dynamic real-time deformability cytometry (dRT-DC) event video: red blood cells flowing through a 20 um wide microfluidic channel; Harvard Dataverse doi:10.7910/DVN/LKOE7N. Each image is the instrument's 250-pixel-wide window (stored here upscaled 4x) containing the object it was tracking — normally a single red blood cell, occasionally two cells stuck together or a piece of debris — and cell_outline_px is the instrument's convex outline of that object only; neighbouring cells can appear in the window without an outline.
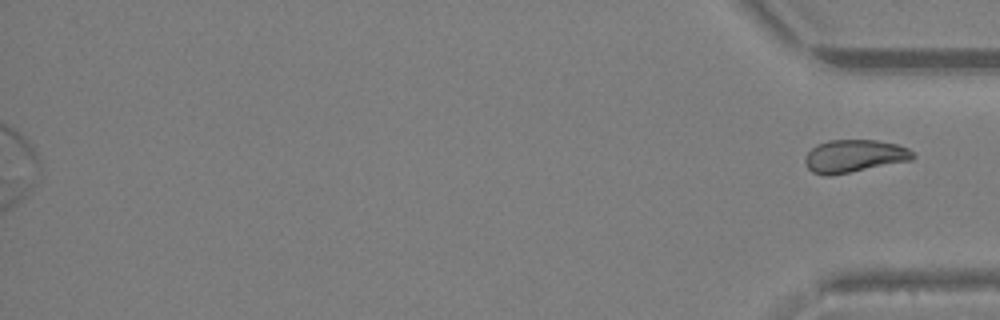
{"species": "Egyptian fruit bat (a non-hibernating species)", "species_latin": "Rousettus aegyptiacus", "temperature_condition": "warm", "stored_images_in_passage": 34, "segment_of_instrument_passage": [2, 2], "camera_frame_rate_fps": 3000, "um_per_image_px": 0.085, "animal": {"sex": "female"}, "frame": {"image": 1, "passage_image": 34, "time_ms": 11.0, "image_size_px": [1000, 320], "cell_outline_px": [[916, 156], [912, 160], [828, 176], [824, 176], [812, 172], [808, 168], [804, 160], [804, 156], [816, 144], [828, 140], [876, 140], [896, 144], [908, 148]], "centroid_in_image_um": [72.58, 13.26], "position_along_channel_um": 362.6, "area_um2": 20.52}}